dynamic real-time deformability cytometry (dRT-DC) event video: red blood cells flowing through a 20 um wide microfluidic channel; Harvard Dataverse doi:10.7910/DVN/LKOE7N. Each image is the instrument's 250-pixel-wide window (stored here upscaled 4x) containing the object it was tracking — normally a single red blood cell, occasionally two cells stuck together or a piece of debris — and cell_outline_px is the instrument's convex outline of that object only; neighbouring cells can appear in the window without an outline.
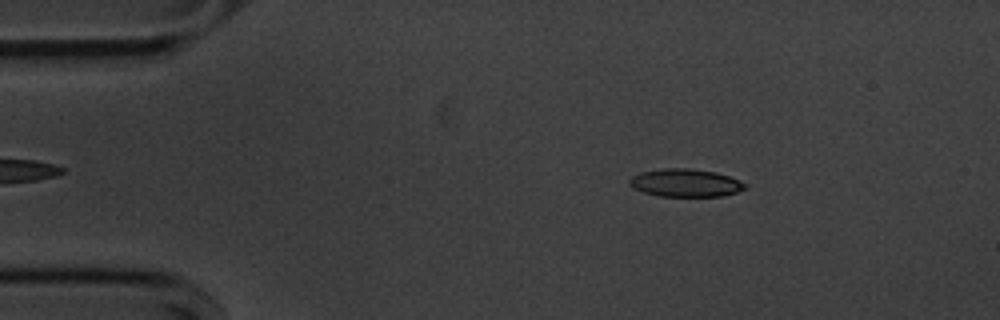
{"species": "common noctule bat (a hibernating species)", "species_latin": "Nyctalus noctula", "temperature_condition": "cold", "stored_images_in_passage": 44, "camera_frame_rate_fps": 3000, "um_per_image_px": 0.085, "animal": {"sex": "male", "body_mass_g": 20.1, "forearm_length_mm": 53.5}, "frame": {"image": 1, "passage_image": 6, "time_ms": 1.667, "image_size_px": [1000, 320], "cell_outline_px": [[748, 188], [736, 192], [720, 196], [660, 196], [644, 192], [628, 184], [628, 180], [632, 176], [640, 172], [664, 168], [688, 168], [716, 172], [740, 180], [748, 184]], "centroid_in_image_um": [58.29, 15.54], "position_along_channel_um": 26.7, "area_um2": 18.79}}
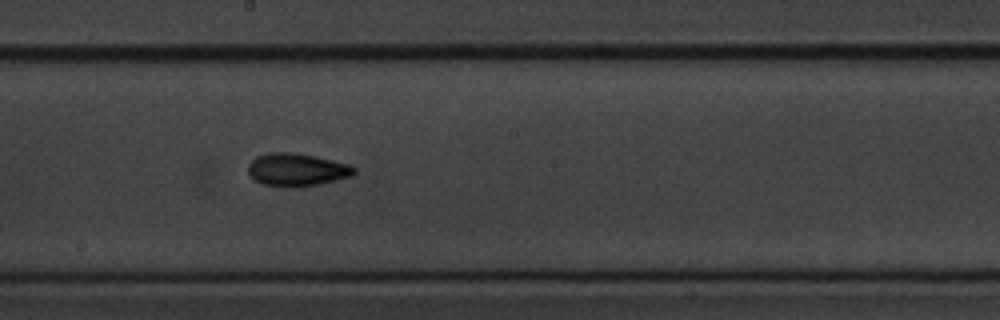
{"frame": {"image": 2, "passage_image": 27, "time_ms": 8.667, "image_size_px": [1000, 320], "cell_outline_px": [[356, 172], [352, 176], [320, 184], [296, 188], [288, 188], [264, 184], [256, 180], [248, 172], [248, 164], [256, 156], [268, 152], [296, 152], [316, 156], [352, 164], [356, 168]], "centroid_in_image_um": [25.27, 14.42], "position_along_channel_um": 222.9, "area_um2": 20.69}}
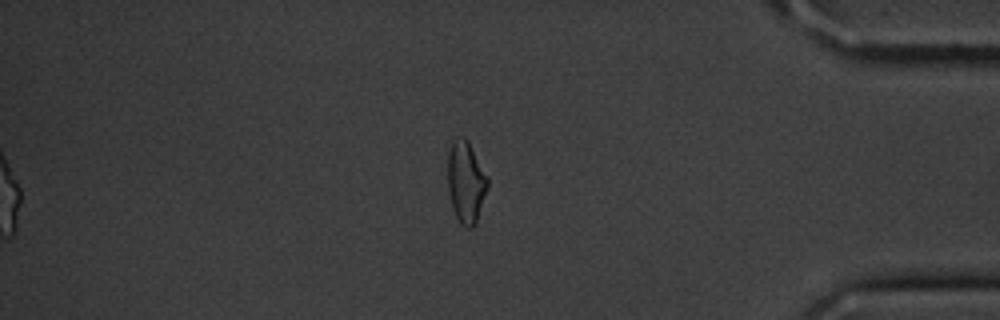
{"frame": {"image": 3, "passage_image": 44, "time_ms": 14.333, "image_size_px": [1000, 320], "cell_outline_px": [[488, 184], [476, 224], [472, 228], [468, 228], [460, 224], [452, 208], [448, 188], [448, 152], [452, 140], [456, 136], [464, 136], [468, 140], [488, 176]], "centroid_in_image_um": [39.59, 15.44], "position_along_channel_um": 395.6, "area_um2": 19.19}, "authors_computed_cell_mechanics": {"area_um2": 18.8428, "velocity_mm_per_s": 3.5969, "shape_relaxation_time_tau1_ms": 2.8254, "shape_relaxation_time_tau2_ms": 4.8881, "deformation_change_tau1": 0.1177, "deformation_change_tau2": 0.123}}